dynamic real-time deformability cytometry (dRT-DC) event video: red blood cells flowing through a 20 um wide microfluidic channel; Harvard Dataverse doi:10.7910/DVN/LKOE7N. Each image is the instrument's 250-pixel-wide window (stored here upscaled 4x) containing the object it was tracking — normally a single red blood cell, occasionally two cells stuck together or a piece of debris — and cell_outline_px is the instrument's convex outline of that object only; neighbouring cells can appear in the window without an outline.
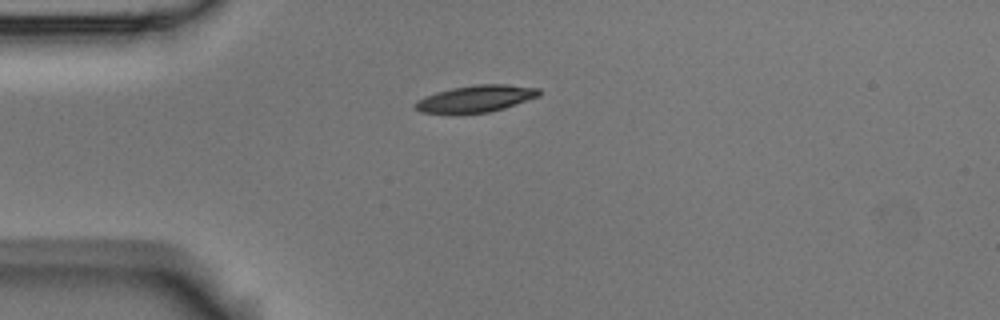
{"species": "Egyptian fruit bat (a non-hibernating species)", "species_latin": "Rousettus aegyptiacus", "temperature_condition": "room temperature", "stored_images_in_passage": 1, "camera_frame_rate_fps": 3000, "um_per_image_px": 0.085, "animal": {"sex": "male"}, "frame": {"image": 1, "passage_image": 1, "time_ms": 0.0, "image_size_px": [1000, 320], "cell_outline_px": [[540, 96], [504, 108], [488, 112], [420, 112], [412, 104], [416, 100], [436, 92], [452, 88], [476, 84], [508, 84], [540, 88]], "centroid_in_image_um": [40.48, 8.36], "position_along_channel_um": 44.5, "area_um2": 19.07}}